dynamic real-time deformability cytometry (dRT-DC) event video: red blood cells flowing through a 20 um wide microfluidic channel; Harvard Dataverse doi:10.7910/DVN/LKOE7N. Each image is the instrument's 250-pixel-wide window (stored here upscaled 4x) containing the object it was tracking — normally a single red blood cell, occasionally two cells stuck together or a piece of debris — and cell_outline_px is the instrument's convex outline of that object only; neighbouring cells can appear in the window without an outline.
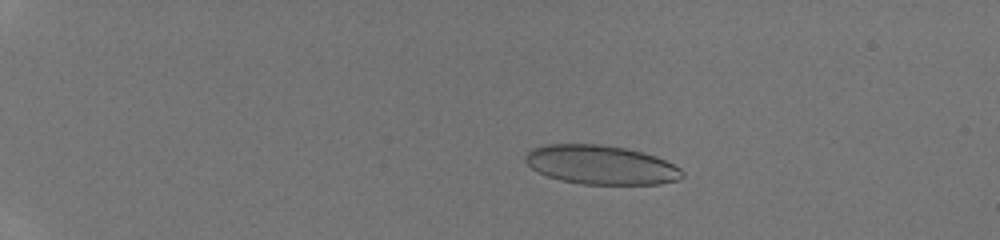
{"species": "human", "species_latin": "Homo sapiens", "temperature_condition": "room temperature", "stored_images_in_passage": 48, "camera_frame_rate_fps": 3000, "um_per_image_px": 0.085, "donor": {"sex": "male"}, "frame": {"image": 1, "passage_image": 12, "time_ms": 3.667, "image_size_px": [1000, 240], "cell_outline_px": [[684, 176], [680, 180], [660, 184], [580, 184], [560, 180], [536, 172], [524, 160], [524, 156], [532, 148], [548, 144], [600, 144], [624, 148], [644, 152], [656, 156], [680, 168], [684, 172]], "centroid_in_image_um": [51.08, 14.02], "position_along_channel_um": 33.9, "area_um2": 35.89}}
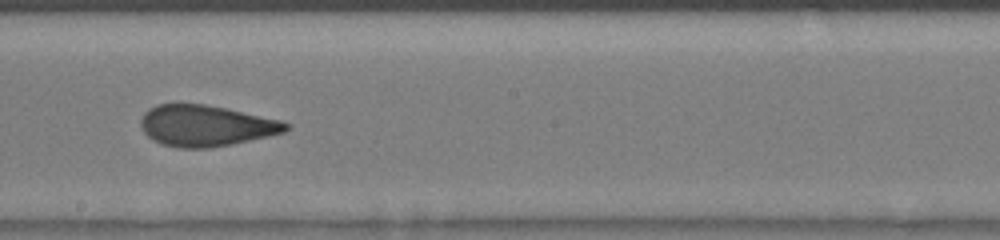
{"frame": {"image": 2, "passage_image": 31, "time_ms": 10.0, "image_size_px": [1000, 240], "cell_outline_px": [[288, 128], [284, 132], [232, 144], [208, 148], [180, 148], [164, 144], [152, 140], [140, 128], [140, 120], [144, 112], [148, 108], [156, 104], [204, 104], [224, 108], [280, 120], [288, 124]], "centroid_in_image_um": [17.43, 10.68], "position_along_channel_um": 230.8, "area_um2": 34.45}}
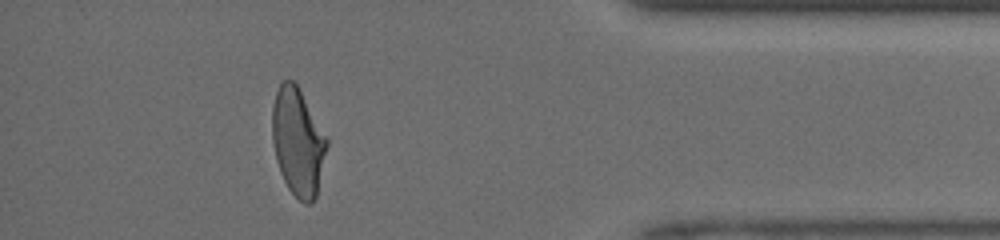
{"frame": {"image": 3, "passage_image": 44, "time_ms": 14.333, "image_size_px": [1000, 240], "cell_outline_px": [[328, 144], [316, 196], [312, 204], [304, 204], [288, 188], [280, 172], [276, 160], [272, 140], [272, 108], [276, 92], [280, 84], [284, 80], [292, 80], [296, 84], [328, 140]], "centroid_in_image_um": [25.3, 12.09], "position_along_channel_um": 409.9, "area_um2": 33.81}}